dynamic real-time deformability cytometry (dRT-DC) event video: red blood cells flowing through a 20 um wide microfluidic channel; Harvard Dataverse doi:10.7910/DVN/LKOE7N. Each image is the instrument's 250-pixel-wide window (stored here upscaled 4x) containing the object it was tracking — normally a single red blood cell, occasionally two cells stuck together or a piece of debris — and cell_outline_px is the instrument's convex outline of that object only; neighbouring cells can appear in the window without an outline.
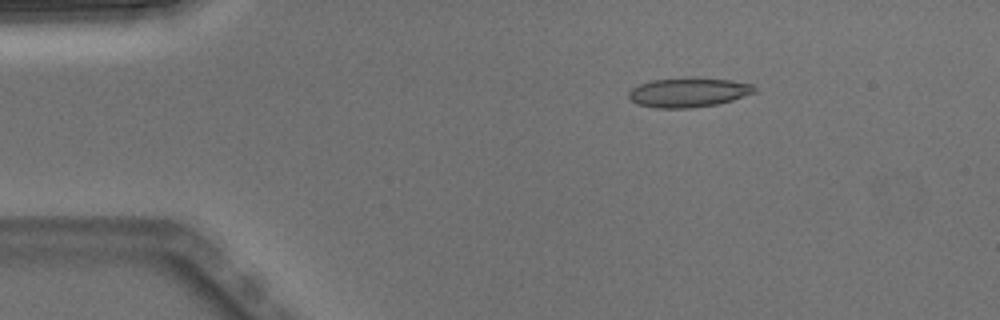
{"species": "Egyptian fruit bat (a non-hibernating species)", "species_latin": "Rousettus aegyptiacus", "temperature_condition": "warm", "stored_images_in_passage": 4, "camera_frame_rate_fps": 3000, "um_per_image_px": 0.085, "animal": {"sex": "male"}, "frame": {"image": 1, "passage_image": 3, "time_ms": 0.667, "image_size_px": [1000, 320], "cell_outline_px": [[756, 92], [732, 100], [716, 104], [692, 108], [656, 108], [636, 104], [628, 96], [628, 92], [632, 88], [640, 84], [652, 80], [688, 76], [732, 80], [752, 84], [756, 88]], "centroid_in_image_um": [58.51, 7.84], "position_along_channel_um": 26.5, "area_um2": 21.91}}